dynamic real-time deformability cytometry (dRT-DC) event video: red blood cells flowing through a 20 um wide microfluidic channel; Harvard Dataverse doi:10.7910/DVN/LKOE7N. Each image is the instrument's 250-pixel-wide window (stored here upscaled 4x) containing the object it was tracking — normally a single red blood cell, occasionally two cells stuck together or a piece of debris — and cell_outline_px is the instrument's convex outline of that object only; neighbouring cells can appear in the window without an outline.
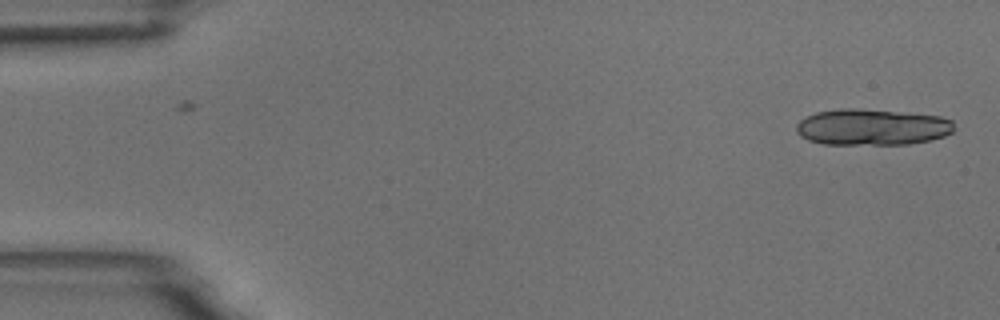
{"species": "common noctule bat (a hibernating species)", "species_latin": "Nyctalus noctula", "temperature_condition": "room temperature", "stored_images_in_passage": 2, "camera_frame_rate_fps": 3000, "um_per_image_px": 0.085, "animal": {"sex": "male", "body_mass_g": 18.8}, "frame": {"image": 1, "passage_image": 2, "time_ms": 1.333, "image_size_px": [1000, 320], "cell_outline_px": [[952, 132], [944, 136], [928, 140], [908, 144], [824, 144], [808, 140], [800, 136], [796, 132], [796, 124], [800, 120], [816, 112], [840, 108], [852, 108], [940, 116], [952, 120]], "centroid_in_image_um": [74.07, 10.81], "position_along_channel_um": 10.9, "area_um2": 33.06}}